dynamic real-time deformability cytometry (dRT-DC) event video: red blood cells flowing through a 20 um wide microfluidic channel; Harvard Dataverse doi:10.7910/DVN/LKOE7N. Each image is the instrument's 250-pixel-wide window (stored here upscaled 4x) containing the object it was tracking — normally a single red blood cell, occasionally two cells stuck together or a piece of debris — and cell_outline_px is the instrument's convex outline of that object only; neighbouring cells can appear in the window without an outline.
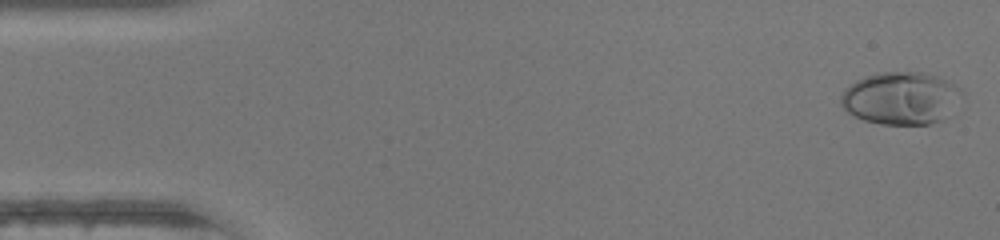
{"species": "human", "species_latin": "Homo sapiens", "temperature_condition": "warm", "stored_images_in_passage": 46, "camera_frame_rate_fps": 3000, "um_per_image_px": 0.085, "donor": {"sex": "female"}, "frame": {"image": 1, "passage_image": 1, "time_ms": 0.0, "image_size_px": [1000, 240], "cell_outline_px": [[964, 92], [944, 120], [928, 124], [880, 124], [864, 120], [848, 112], [840, 104], [840, 96], [844, 88], [856, 80], [864, 76], [880, 72], [920, 72], [936, 76], [948, 80], [960, 88]], "centroid_in_image_um": [76.56, 8.34], "position_along_channel_um": 8.4, "area_um2": 37.17}}
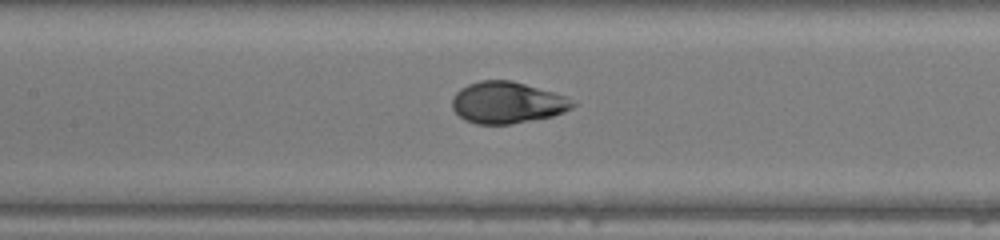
{"frame": {"image": 2, "passage_image": 21, "time_ms": 6.667, "image_size_px": [1000, 240], "cell_outline_px": [[576, 104], [572, 108], [564, 112], [552, 116], [512, 124], [476, 124], [464, 120], [452, 108], [452, 96], [460, 88], [468, 84], [480, 80], [512, 80], [552, 92], [564, 96]], "centroid_in_image_um": [43.07, 8.72], "position_along_channel_um": 164.3, "area_um2": 29.13}}
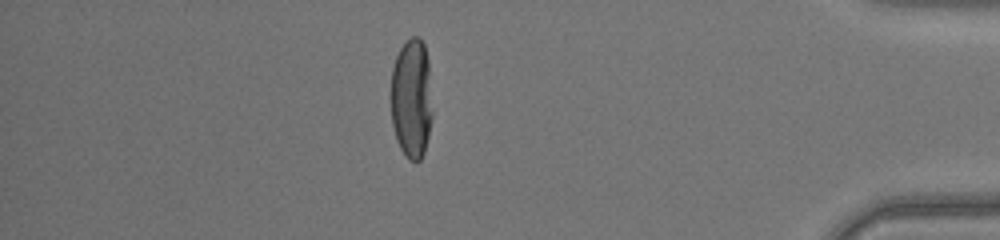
{"frame": {"image": 3, "passage_image": 40, "time_ms": 13.0, "image_size_px": [1000, 240], "cell_outline_px": [[432, 116], [428, 136], [424, 152], [420, 160], [416, 164], [408, 160], [400, 148], [396, 140], [392, 124], [392, 68], [396, 56], [400, 48], [412, 36], [420, 36], [424, 44], [428, 60], [432, 112]], "centroid_in_image_um": [34.99, 8.4], "position_along_channel_um": 400.2, "area_um2": 29.07}, "authors_computed_cell_mechanics": {"area_um2": 30.0271, "velocity_mm_per_s": 4.4385, "shape_relaxation_time_tau1_ms": 5.0293, "shape_relaxation_time_tau2_ms": null, "deformation_change_tau1": 0.2314, "deformation_change_tau2": null}}